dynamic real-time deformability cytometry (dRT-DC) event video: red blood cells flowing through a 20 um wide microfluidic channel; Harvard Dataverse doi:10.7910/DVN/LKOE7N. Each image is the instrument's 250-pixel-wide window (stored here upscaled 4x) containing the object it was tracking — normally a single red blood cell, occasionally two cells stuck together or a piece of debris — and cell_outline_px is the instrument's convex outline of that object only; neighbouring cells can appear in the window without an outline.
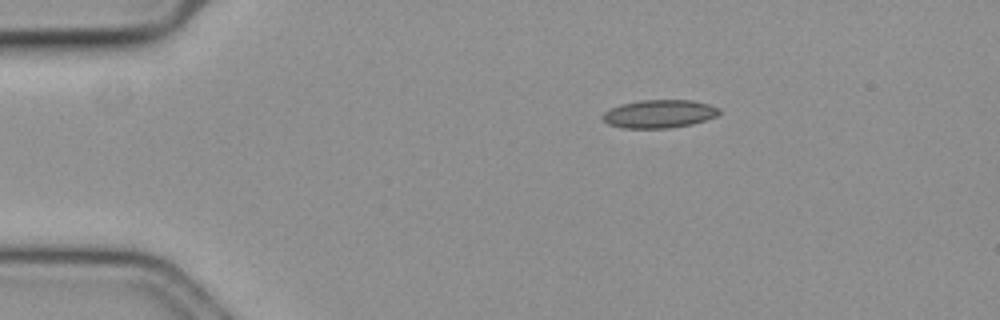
{"species": "common noctule bat (a hibernating species)", "species_latin": "Nyctalus noctula", "temperature_condition": "cold", "stored_images_in_passage": 48, "camera_frame_rate_fps": 3000, "um_per_image_px": 0.085, "animal": {"sex": "female", "body_mass_g": 19.3, "forearm_length_mm": 54.1}, "frame": {"image": 1, "passage_image": 1, "time_ms": 0.0, "image_size_px": [1000, 320], "cell_outline_px": [[720, 112], [716, 116], [692, 124], [668, 128], [620, 128], [608, 124], [600, 116], [604, 112], [620, 104], [640, 100], [692, 100], [708, 104], [720, 108]], "centroid_in_image_um": [56.01, 9.68], "position_along_channel_um": 29.0, "area_um2": 19.13}}
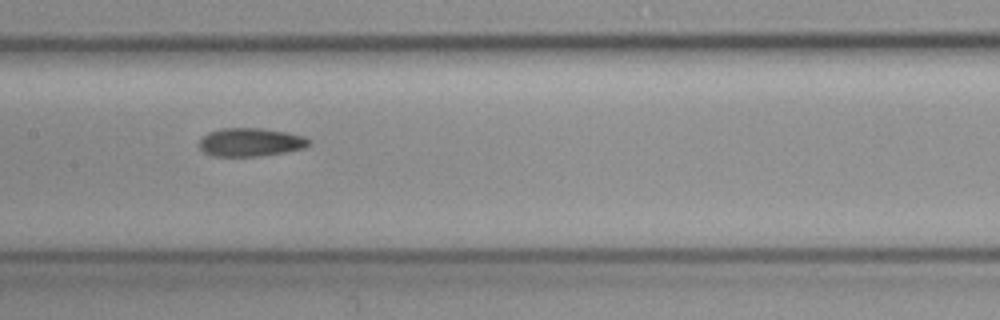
{"frame": {"image": 2, "passage_image": 19, "time_ms": 6.0, "image_size_px": [1000, 320], "cell_outline_px": [[312, 144], [304, 148], [284, 152], [260, 156], [212, 156], [204, 152], [200, 148], [200, 140], [208, 132], [220, 128], [264, 128], [288, 132], [304, 136], [312, 140]], "centroid_in_image_um": [21.34, 12.08], "position_along_channel_um": 186.1, "area_um2": 18.32}}
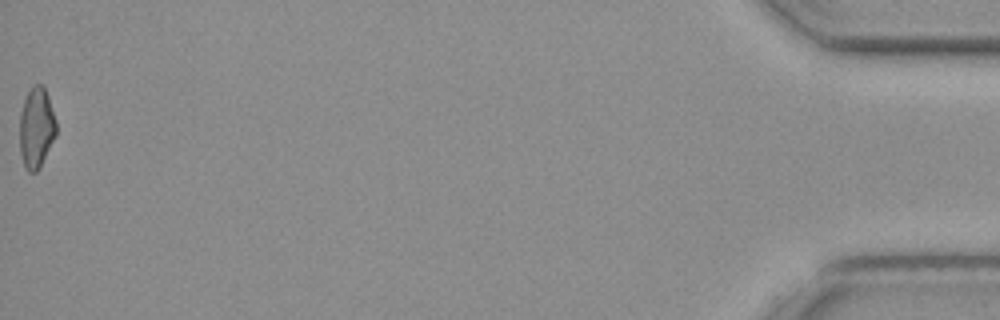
{"frame": {"image": 3, "passage_image": 48, "time_ms": 15.667, "image_size_px": [1000, 320], "cell_outline_px": [[56, 136], [36, 172], [28, 172], [24, 168], [20, 152], [20, 112], [24, 100], [32, 84], [44, 84], [56, 120]], "centroid_in_image_um": [3.09, 10.83], "position_along_channel_um": 432.1, "area_um2": 17.22}, "authors_computed_cell_mechanics": {"area_um2": 18.0047, "velocity_mm_per_s": 3.6334, "shape_relaxation_time_tau1_ms": null, "shape_relaxation_time_tau2_ms": 4.3057, "deformation_change_tau1": null, "deformation_change_tau2": 0.1241}}